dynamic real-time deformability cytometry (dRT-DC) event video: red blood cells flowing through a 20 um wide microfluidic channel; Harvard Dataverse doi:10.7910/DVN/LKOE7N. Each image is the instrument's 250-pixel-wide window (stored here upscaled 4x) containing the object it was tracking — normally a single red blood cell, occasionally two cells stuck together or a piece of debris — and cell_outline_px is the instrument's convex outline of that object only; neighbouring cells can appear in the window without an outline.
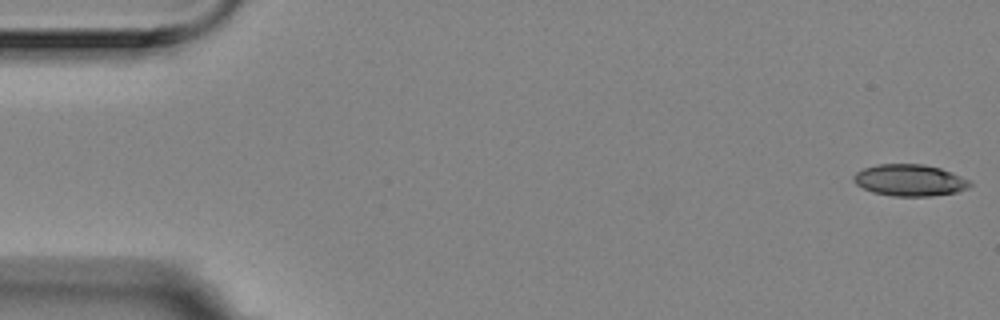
{"species": "Egyptian fruit bat (a non-hibernating species)", "species_latin": "Rousettus aegyptiacus", "temperature_condition": "room temperature", "stored_images_in_passage": 4, "camera_frame_rate_fps": 3000, "um_per_image_px": 0.085, "animal": {"sex": "female"}, "frame": {"image": 1, "passage_image": 1, "time_ms": 0.0, "image_size_px": [1000, 320], "cell_outline_px": [[972, 184], [968, 188], [956, 192], [932, 196], [892, 196], [872, 192], [856, 184], [852, 180], [852, 176], [856, 172], [864, 168], [880, 164], [924, 164], [940, 168], [960, 176], [968, 180]], "centroid_in_image_um": [77.3, 15.32], "position_along_channel_um": 7.7, "area_um2": 21.39}}